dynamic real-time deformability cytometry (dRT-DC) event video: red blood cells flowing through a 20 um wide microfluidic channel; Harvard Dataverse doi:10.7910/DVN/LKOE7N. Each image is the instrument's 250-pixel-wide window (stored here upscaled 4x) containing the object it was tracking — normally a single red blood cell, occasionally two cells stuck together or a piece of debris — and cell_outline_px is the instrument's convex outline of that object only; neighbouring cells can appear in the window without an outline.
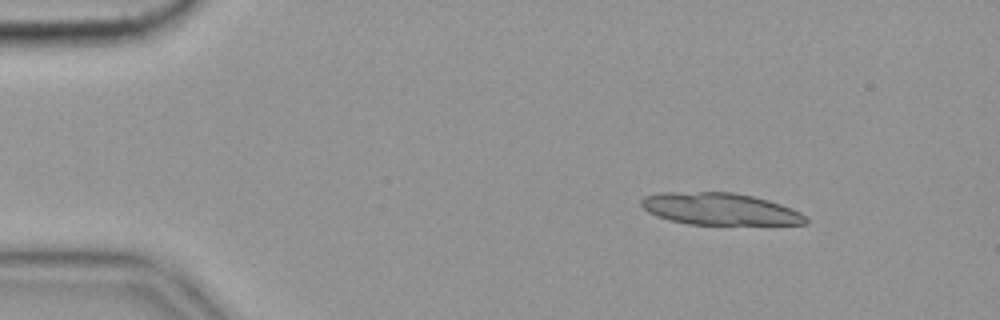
{"species": "common noctule bat (a hibernating species)", "species_latin": "Nyctalus noctula", "temperature_condition": "cold", "stored_images_in_passage": 49, "camera_frame_rate_fps": 3000, "um_per_image_px": 0.085, "animal": {"sex": "female", "body_mass_g": 19.9}, "frame": {"image": 1, "passage_image": 1, "time_ms": 0.0, "image_size_px": [1000, 320], "cell_outline_px": [[808, 224], [688, 224], [668, 220], [656, 216], [648, 212], [640, 204], [640, 200], [644, 196], [660, 192], [732, 192], [752, 196], [768, 200], [792, 208], [808, 216]], "centroid_in_image_um": [61.17, 17.76], "position_along_channel_um": 23.8, "area_um2": 30.75}, "authors_computed_cell_mechanics": {"area_um2": 18.0336, "velocity_mm_per_s": 3.5345, "shape_relaxation_time_tau1_ms": null, "shape_relaxation_time_tau2_ms": 4.6263, "deformation_change_tau1": null, "deformation_change_tau2": 0.1172}}